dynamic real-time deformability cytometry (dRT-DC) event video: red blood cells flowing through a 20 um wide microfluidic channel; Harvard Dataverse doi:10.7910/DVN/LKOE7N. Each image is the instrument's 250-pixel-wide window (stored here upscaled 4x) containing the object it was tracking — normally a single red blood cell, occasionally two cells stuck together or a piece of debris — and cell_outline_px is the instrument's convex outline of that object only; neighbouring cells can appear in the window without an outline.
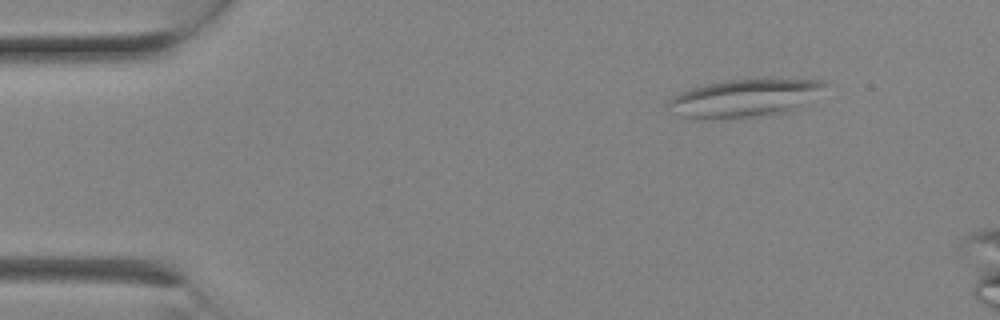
{"species": "Egyptian fruit bat (a non-hibernating species)", "species_latin": "Rousettus aegyptiacus", "temperature_condition": "room temperature", "stored_images_in_passage": 2, "camera_frame_rate_fps": 3000, "um_per_image_px": 0.085, "animal": {"sex": "female"}, "frame": {"image": 1, "passage_image": 1, "time_ms": 0.0, "image_size_px": [1000, 320], "cell_outline_px": [[832, 84], [788, 112], [768, 116], [720, 120], [700, 120], [680, 116], [664, 104], [672, 96], [680, 92], [704, 84], [724, 80], [824, 80]], "centroid_in_image_um": [63.2, 8.38], "position_along_channel_um": 21.8, "area_um2": 34.8}}